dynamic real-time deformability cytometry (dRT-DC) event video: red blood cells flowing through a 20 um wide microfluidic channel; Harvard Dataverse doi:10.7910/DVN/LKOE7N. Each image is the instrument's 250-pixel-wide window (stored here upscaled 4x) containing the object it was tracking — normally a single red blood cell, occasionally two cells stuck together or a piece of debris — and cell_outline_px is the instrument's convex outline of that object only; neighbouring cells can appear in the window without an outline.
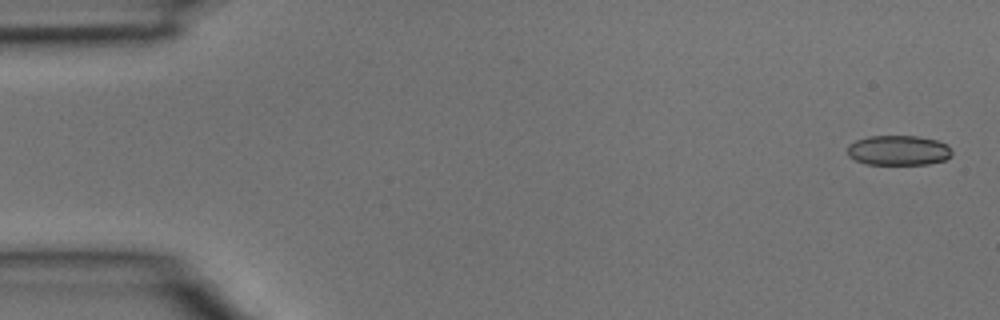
{"species": "common noctule bat (a hibernating species)", "species_latin": "Nyctalus noctula", "temperature_condition": "room temperature", "stored_images_in_passage": 3, "camera_frame_rate_fps": 3000, "um_per_image_px": 0.085, "animal": {"sex": "male", "body_mass_g": 15.6}, "frame": {"image": 1, "passage_image": 1, "time_ms": 0.0, "image_size_px": [1000, 320], "cell_outline_px": [[952, 156], [944, 160], [928, 164], [864, 164], [848, 156], [848, 144], [856, 140], [868, 136], [916, 136], [936, 140], [944, 144], [952, 152]], "centroid_in_image_um": [76.33, 12.78], "position_along_channel_um": 8.7, "area_um2": 18.15}}